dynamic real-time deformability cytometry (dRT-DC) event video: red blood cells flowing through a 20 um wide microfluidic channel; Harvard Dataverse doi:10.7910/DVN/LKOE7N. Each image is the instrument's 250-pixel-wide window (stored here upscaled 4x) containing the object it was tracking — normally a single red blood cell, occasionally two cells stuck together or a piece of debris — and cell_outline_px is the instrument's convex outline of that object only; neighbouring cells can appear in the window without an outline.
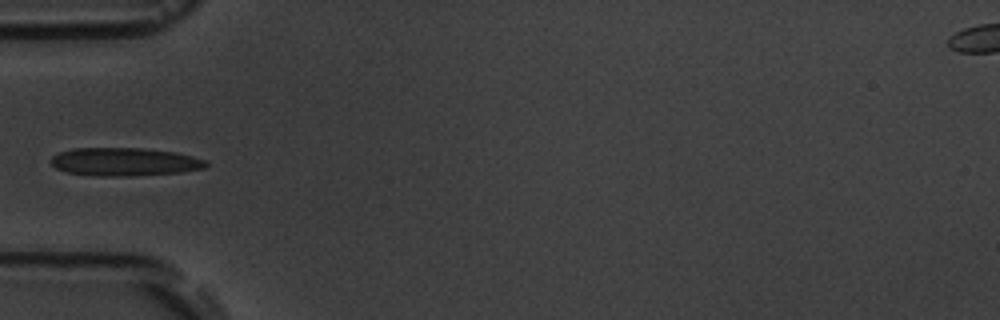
{"species": "common noctule bat (a hibernating species)", "species_latin": "Nyctalus noctula", "temperature_condition": "room temperature", "stored_images_in_passage": 5, "camera_frame_rate_fps": 3000, "um_per_image_px": 0.085, "animal": {"sex": "male", "body_mass_g": 19.5, "forearm_length_mm": 54.6}, "frame": {"image": 1, "passage_image": 5, "time_ms": 5.333, "image_size_px": [1000, 320], "cell_outline_px": [[208, 164], [204, 168], [180, 172], [128, 176], [96, 176], [68, 172], [56, 168], [52, 164], [52, 156], [60, 152], [72, 148], [140, 148], [176, 152], [208, 160]], "centroid_in_image_um": [10.6, 13.75], "position_along_channel_um": 74.4, "area_um2": 25.37}}